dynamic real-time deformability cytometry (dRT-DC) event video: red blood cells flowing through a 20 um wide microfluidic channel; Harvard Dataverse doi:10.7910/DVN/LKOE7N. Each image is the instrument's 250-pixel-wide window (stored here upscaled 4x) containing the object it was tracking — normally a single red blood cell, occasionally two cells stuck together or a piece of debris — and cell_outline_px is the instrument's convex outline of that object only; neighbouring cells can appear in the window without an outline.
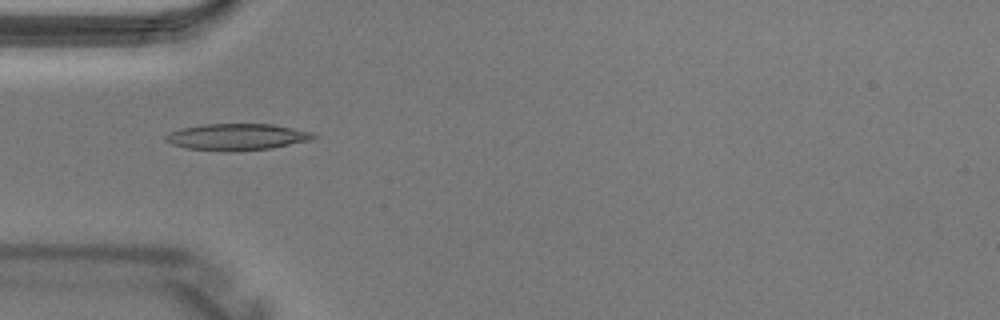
{"species": "Egyptian fruit bat (a non-hibernating species)", "species_latin": "Rousettus aegyptiacus", "temperature_condition": "warm", "stored_images_in_passage": 3, "camera_frame_rate_fps": 3000, "um_per_image_px": 0.085, "animal": {"sex": "male"}, "frame": {"image": 1, "passage_image": 3, "time_ms": 0.667, "image_size_px": [1000, 320], "cell_outline_px": [[316, 136], [312, 140], [272, 148], [184, 148], [172, 144], [164, 140], [164, 136], [180, 128], [204, 124], [272, 124], [312, 132]], "centroid_in_image_um": [20.16, 11.58], "position_along_channel_um": 64.8, "area_um2": 21.68}}